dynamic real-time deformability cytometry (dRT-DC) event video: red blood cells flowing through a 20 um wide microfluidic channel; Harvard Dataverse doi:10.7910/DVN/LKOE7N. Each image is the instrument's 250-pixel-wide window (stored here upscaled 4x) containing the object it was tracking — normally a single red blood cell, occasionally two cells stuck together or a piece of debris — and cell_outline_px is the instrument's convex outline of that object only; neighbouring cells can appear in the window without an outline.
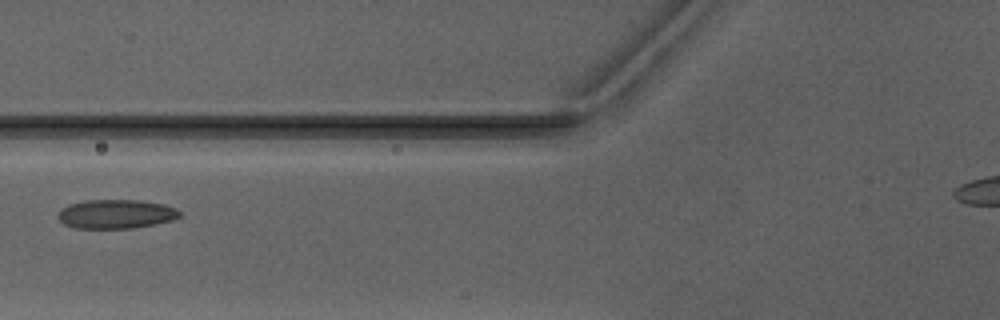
{"species": "Egyptian fruit bat (a non-hibernating species)", "species_latin": "Rousettus aegyptiacus", "temperature_condition": "warm", "stored_images_in_passage": 3, "camera_frame_rate_fps": 3000, "um_per_image_px": 0.085, "animal": {"sex": "male"}, "frame": {"image": 1, "passage_image": 3, "time_ms": 2.333, "image_size_px": [1000, 320], "cell_outline_px": [[180, 216], [172, 220], [132, 228], [76, 228], [64, 224], [56, 216], [60, 208], [68, 204], [84, 200], [140, 200], [164, 204], [176, 208], [180, 212]], "centroid_in_image_um": [9.81, 18.18], "position_along_channel_um": 116.0, "area_um2": 20.63}}